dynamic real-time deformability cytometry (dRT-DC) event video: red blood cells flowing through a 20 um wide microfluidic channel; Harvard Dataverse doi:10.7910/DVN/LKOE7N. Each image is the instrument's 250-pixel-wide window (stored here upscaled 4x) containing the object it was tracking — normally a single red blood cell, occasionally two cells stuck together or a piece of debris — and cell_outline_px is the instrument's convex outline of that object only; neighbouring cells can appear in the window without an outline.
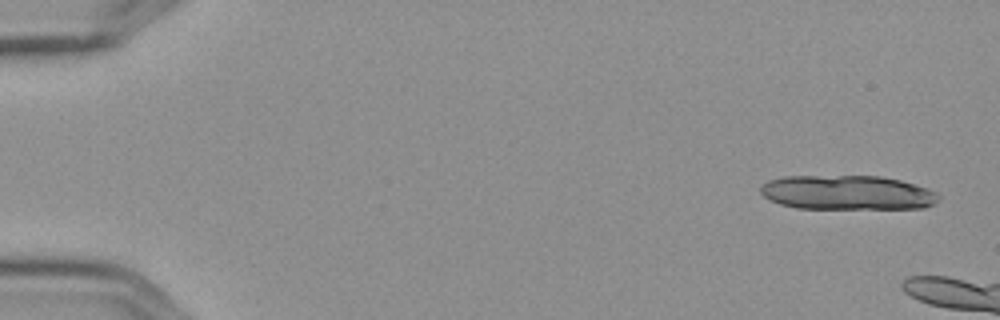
{"species": "Egyptian fruit bat (a non-hibernating species)", "species_latin": "Rousettus aegyptiacus", "temperature_condition": "cold", "stored_images_in_passage": 3, "camera_frame_rate_fps": 3000, "um_per_image_px": 0.085, "frame": {"image": 1, "passage_image": 1, "time_ms": 0.0, "image_size_px": [1000, 320], "cell_outline_px": [[940, 200], [924, 208], [796, 208], [780, 204], [764, 196], [760, 192], [760, 188], [768, 180], [784, 176], [880, 176], [900, 180], [936, 192], [940, 196]], "centroid_in_image_um": [72.01, 16.37], "position_along_channel_um": 13.0, "area_um2": 35.49}}